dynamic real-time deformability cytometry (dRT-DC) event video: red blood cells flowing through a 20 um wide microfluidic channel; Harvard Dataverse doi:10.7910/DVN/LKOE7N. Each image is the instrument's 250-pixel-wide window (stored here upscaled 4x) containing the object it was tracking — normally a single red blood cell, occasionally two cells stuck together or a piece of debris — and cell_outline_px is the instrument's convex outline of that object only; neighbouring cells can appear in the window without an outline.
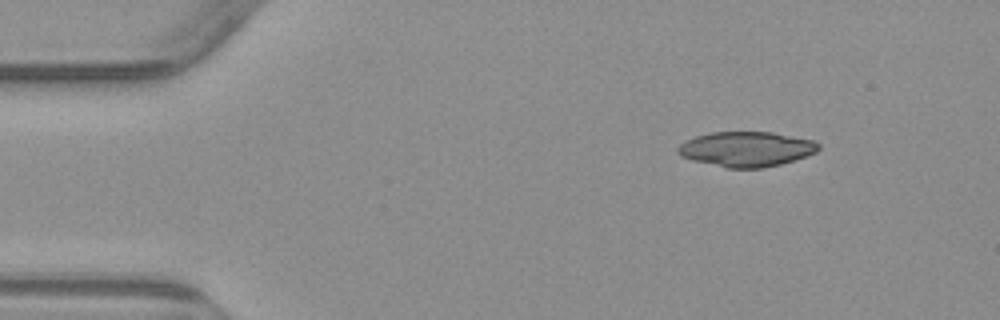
{"species": "common noctule bat (a hibernating species)", "species_latin": "Nyctalus noctula", "temperature_condition": "warm", "stored_images_in_passage": 4, "camera_frame_rate_fps": 3000, "um_per_image_px": 0.085, "animal": {"sex": "male", "body_mass_g": 23.1, "forearm_length_mm": 52.7}, "frame": {"image": 1, "passage_image": 1, "time_ms": 0.0, "image_size_px": [1000, 320], "cell_outline_px": [[820, 148], [816, 152], [808, 156], [780, 164], [764, 168], [728, 168], [692, 160], [680, 156], [676, 152], [676, 148], [684, 140], [696, 136], [712, 132], [772, 132], [812, 140], [820, 144]], "centroid_in_image_um": [63.42, 12.67], "position_along_channel_um": 21.6, "area_um2": 28.78}}